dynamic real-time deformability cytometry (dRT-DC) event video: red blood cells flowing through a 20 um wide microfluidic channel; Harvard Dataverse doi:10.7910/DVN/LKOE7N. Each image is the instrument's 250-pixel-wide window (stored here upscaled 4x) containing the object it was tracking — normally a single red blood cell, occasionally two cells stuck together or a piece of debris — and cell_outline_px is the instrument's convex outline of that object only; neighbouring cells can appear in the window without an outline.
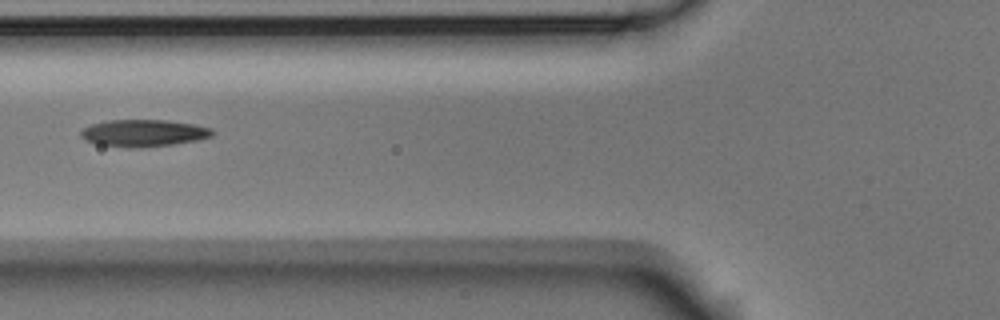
{"species": "Egyptian fruit bat (a non-hibernating species)", "species_latin": "Rousettus aegyptiacus", "temperature_condition": "room temperature", "stored_images_in_passage": 7, "camera_frame_rate_fps": 3000, "um_per_image_px": 0.085, "animal": {"sex": "male"}, "frame": {"image": 1, "passage_image": 7, "time_ms": 2.0, "image_size_px": [1000, 320], "cell_outline_px": [[216, 132], [212, 136], [200, 140], [172, 144], [136, 148], [132, 148], [96, 144], [84, 140], [80, 136], [80, 132], [84, 128], [92, 124], [108, 120], [164, 120], [192, 124], [212, 128]], "centroid_in_image_um": [12.21, 11.31], "position_along_channel_um": 113.6, "area_um2": 20.75}}